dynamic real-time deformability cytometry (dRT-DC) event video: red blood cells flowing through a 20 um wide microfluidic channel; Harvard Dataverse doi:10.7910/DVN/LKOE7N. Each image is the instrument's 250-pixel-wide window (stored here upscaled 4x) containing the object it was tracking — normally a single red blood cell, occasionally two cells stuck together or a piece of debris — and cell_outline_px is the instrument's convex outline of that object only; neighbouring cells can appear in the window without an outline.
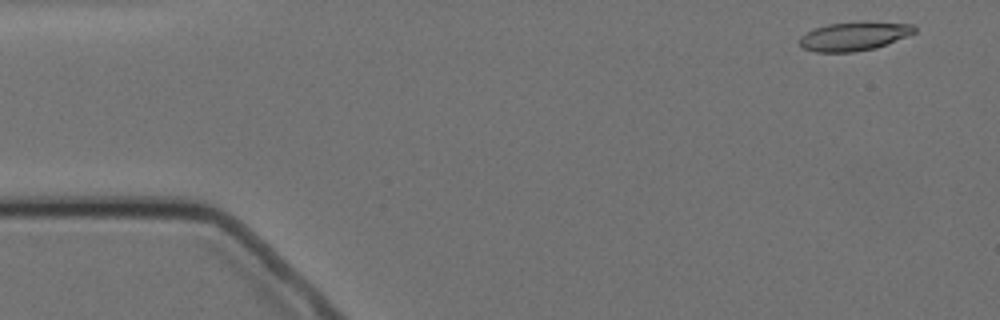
{"species": "Egyptian fruit bat (a non-hibernating species)", "species_latin": "Rousettus aegyptiacus", "temperature_condition": "cold", "stored_images_in_passage": 4, "camera_frame_rate_fps": 3000, "um_per_image_px": 0.085, "animal": {"sex": "female"}, "frame": {"image": 1, "passage_image": 1, "time_ms": 0.0, "image_size_px": [1000, 320], "cell_outline_px": [[916, 32], [908, 36], [876, 48], [852, 52], [816, 52], [804, 48], [800, 44], [800, 36], [816, 28], [828, 24], [864, 20], [912, 24], [916, 28]], "centroid_in_image_um": [72.65, 3.06], "position_along_channel_um": 12.4, "area_um2": 19.48}}
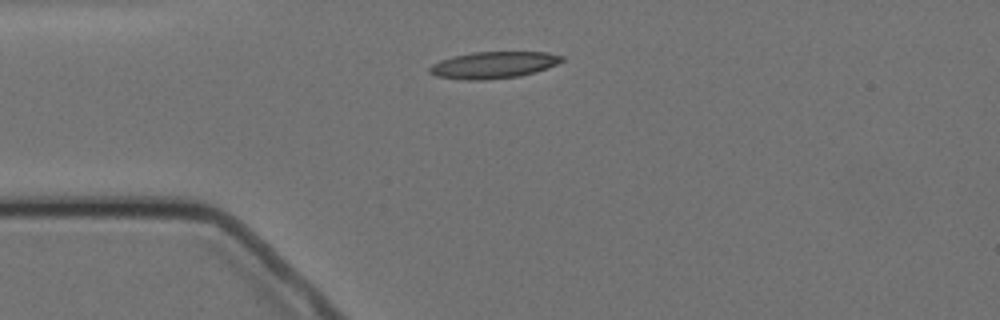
{"frame": {"image": 2, "passage_image": 4, "time_ms": 3.333, "image_size_px": [1000, 320], "cell_outline_px": [[564, 60], [556, 64], [536, 72], [520, 76], [484, 80], [468, 80], [436, 76], [428, 72], [428, 68], [432, 64], [440, 60], [452, 56], [472, 52], [548, 52], [564, 56]], "centroid_in_image_um": [41.93, 5.52], "position_along_channel_um": 43.1, "area_um2": 20.69}}